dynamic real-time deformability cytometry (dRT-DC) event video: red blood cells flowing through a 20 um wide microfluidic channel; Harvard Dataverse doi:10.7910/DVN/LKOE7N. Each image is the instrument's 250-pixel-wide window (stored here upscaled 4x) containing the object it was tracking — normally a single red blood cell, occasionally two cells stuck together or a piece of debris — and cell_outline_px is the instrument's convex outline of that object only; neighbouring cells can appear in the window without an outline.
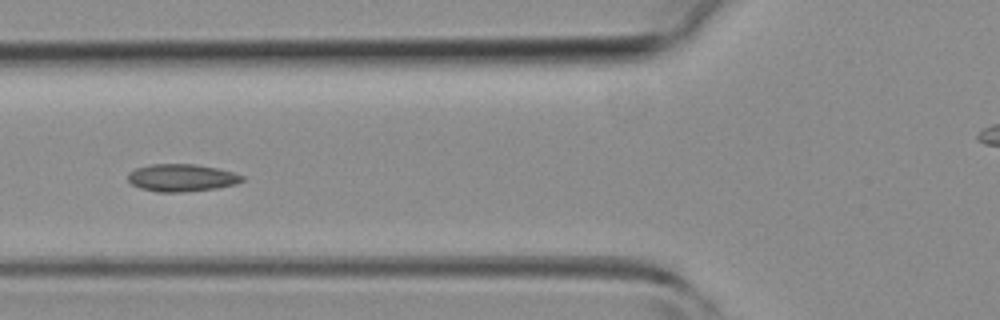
{"species": "common noctule bat (a hibernating species)", "species_latin": "Nyctalus noctula", "temperature_condition": "room temperature", "stored_images_in_passage": 5, "camera_frame_rate_fps": 3000, "um_per_image_px": 0.085, "animal": {"sex": "female", "body_mass_g": 19.3, "forearm_length_mm": 54.1}, "frame": {"image": 1, "passage_image": 5, "time_ms": 4.333, "image_size_px": [1000, 320], "cell_outline_px": [[244, 180], [236, 184], [216, 188], [184, 192], [156, 192], [140, 188], [132, 184], [128, 180], [128, 172], [136, 168], [148, 164], [196, 164], [216, 168], [232, 172], [244, 176]], "centroid_in_image_um": [15.42, 15.11], "position_along_channel_um": 110.4, "area_um2": 18.32}}